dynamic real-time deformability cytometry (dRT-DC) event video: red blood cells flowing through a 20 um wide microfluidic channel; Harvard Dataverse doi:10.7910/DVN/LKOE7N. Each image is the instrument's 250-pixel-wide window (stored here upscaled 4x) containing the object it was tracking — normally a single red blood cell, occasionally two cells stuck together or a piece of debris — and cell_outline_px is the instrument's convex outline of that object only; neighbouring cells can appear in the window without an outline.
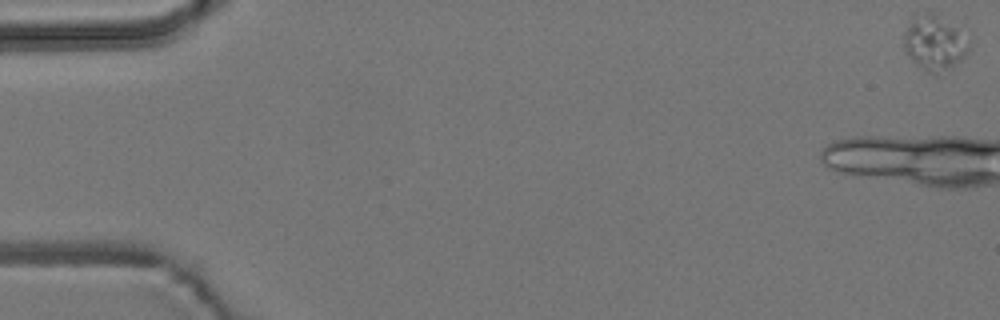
{"species": "common noctule bat (a hibernating species)", "species_latin": "Nyctalus noctula", "temperature_condition": "room temperature", "stored_images_in_passage": 54, "camera_frame_rate_fps": 3000, "um_per_image_px": 0.085, "animal": {"sex": "male", "body_mass_g": 19.2, "forearm_length_mm": 51.8}, "frame": {"image": 1, "passage_image": 1, "time_ms": 0.0, "image_size_px": [1000, 320], "cell_outline_px": [[968, 52], [964, 56], [940, 76], [928, 72], [916, 64], [908, 56], [904, 48], [904, 36], [912, 16], [916, 12], [936, 12], [956, 28], [968, 44]], "centroid_in_image_um": [79.37, 3.64], "position_along_channel_um": 5.6, "area_um2": 20.63}}
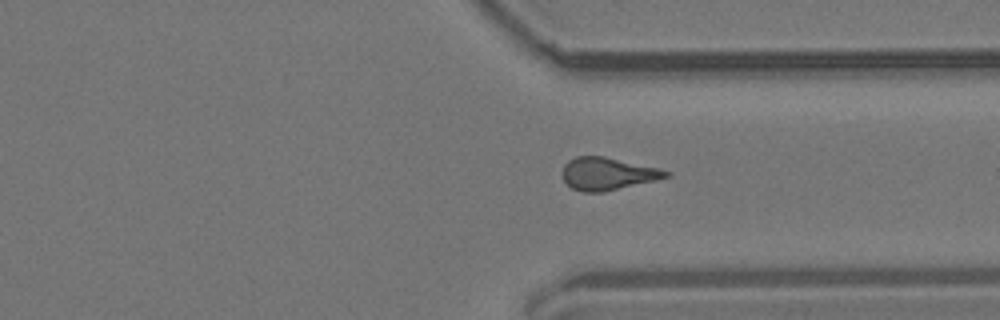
{"frame": {"image": 2, "passage_image": 39, "time_ms": 12.667, "image_size_px": [1000, 320], "cell_outline_px": [[672, 172], [668, 176], [656, 180], [604, 192], [584, 192], [572, 188], [560, 176], [560, 172], [564, 164], [568, 160], [576, 156], [604, 156], [660, 168]], "centroid_in_image_um": [51.61, 14.76], "position_along_channel_um": 359.8, "area_um2": 19.83}, "authors_computed_cell_mechanics": {"area_um2": 19.6231, "velocity_mm_per_s": 3.8301, "shape_relaxation_time_tau1_ms": null, "shape_relaxation_time_tau2_ms": 1.7286, "deformation_change_tau1": null, "deformation_change_tau2": 0.1039}}